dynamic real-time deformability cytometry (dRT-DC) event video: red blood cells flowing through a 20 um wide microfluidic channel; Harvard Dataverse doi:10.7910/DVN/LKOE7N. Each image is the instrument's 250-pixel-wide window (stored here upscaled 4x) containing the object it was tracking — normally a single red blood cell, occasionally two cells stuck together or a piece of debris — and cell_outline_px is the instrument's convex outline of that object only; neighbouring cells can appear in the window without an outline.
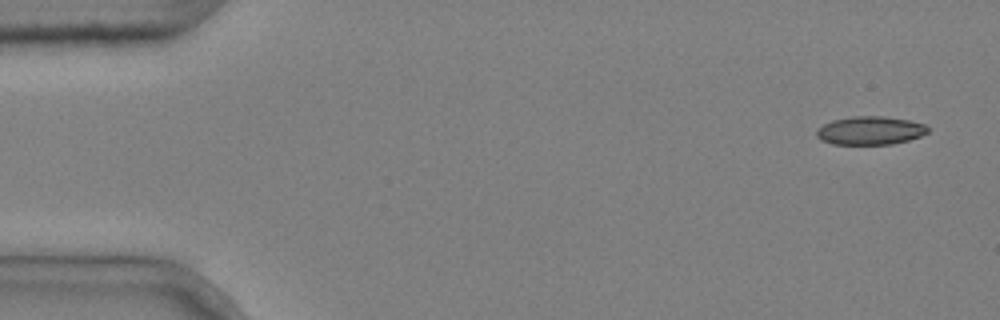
{"species": "common noctule bat (a hibernating species)", "species_latin": "Nyctalus noctula", "temperature_condition": "cold", "stored_images_in_passage": 5, "segment_of_instrument_passage": [1, 2], "camera_frame_rate_fps": 3000, "um_per_image_px": 0.085, "animal": {"sex": "male", "body_mass_g": 20.4}, "frame": {"image": 1, "passage_image": 1, "time_ms": 0.0, "image_size_px": [1000, 320], "cell_outline_px": [[928, 132], [920, 136], [908, 140], [892, 144], [832, 144], [820, 140], [816, 136], [816, 128], [832, 120], [852, 116], [884, 116], [908, 120], [924, 124], [928, 128]], "centroid_in_image_um": [73.92, 11.09], "position_along_channel_um": 11.1, "area_um2": 18.44}}
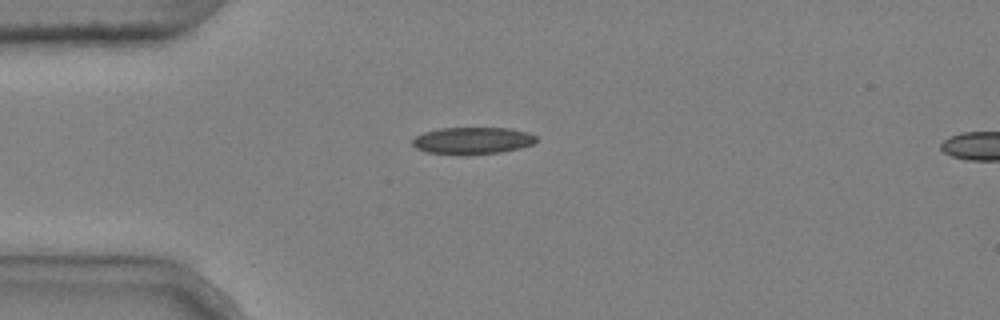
{"frame": {"image": 2, "passage_image": 4, "time_ms": 1.0, "image_size_px": [1000, 320], "cell_outline_px": [[536, 140], [532, 144], [520, 148], [500, 152], [424, 152], [416, 148], [412, 144], [412, 140], [416, 136], [424, 132], [440, 128], [508, 128], [528, 132], [536, 136]], "centroid_in_image_um": [40.17, 11.91], "position_along_channel_um": 44.8, "area_um2": 18.61}}